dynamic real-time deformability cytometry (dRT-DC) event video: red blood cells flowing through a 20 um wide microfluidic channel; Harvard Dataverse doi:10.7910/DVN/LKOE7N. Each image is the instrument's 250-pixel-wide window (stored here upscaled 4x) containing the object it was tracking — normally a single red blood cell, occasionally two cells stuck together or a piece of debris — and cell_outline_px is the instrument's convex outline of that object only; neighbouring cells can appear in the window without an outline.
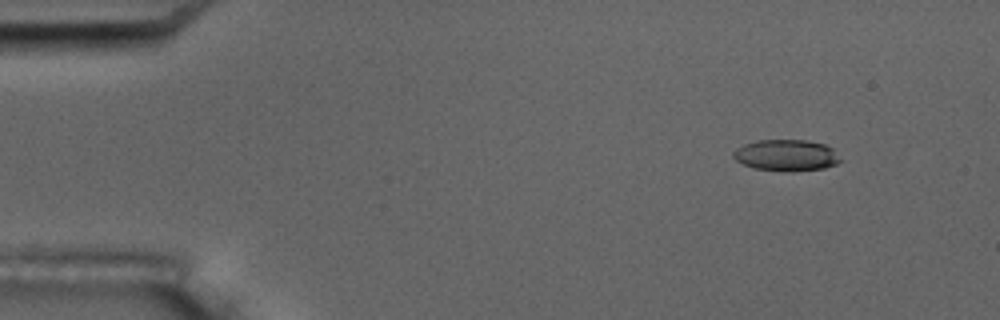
{"species": "common noctule bat (a hibernating species)", "species_latin": "Nyctalus noctula", "temperature_condition": "room temperature", "stored_images_in_passage": 4, "camera_frame_rate_fps": 3000, "um_per_image_px": 0.085, "animal": {"sex": "male", "body_mass_g": 17.5, "forearm_length_mm": 52.3}, "frame": {"image": 1, "passage_image": 2, "time_ms": 1.333, "image_size_px": [1000, 320], "cell_outline_px": [[844, 160], [836, 164], [824, 168], [792, 172], [756, 168], [744, 164], [736, 160], [732, 156], [732, 152], [736, 148], [744, 144], [756, 140], [808, 140], [824, 144], [832, 148]], "centroid_in_image_um": [66.86, 13.19], "position_along_channel_um": 18.1, "area_um2": 19.71}}